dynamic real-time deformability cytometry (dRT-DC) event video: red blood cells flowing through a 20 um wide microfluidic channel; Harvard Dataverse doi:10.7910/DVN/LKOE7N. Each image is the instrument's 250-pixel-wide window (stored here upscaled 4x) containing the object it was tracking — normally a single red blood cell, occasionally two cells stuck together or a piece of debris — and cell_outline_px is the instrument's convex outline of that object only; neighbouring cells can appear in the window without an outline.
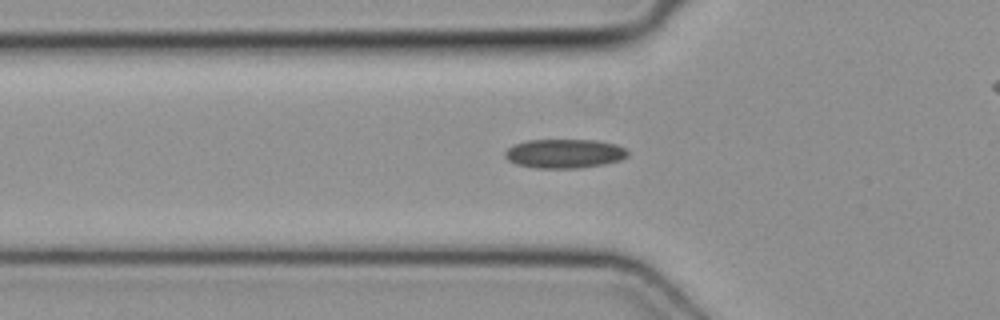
{"species": "common noctule bat (a hibernating species)", "species_latin": "Nyctalus noctula", "temperature_condition": "cold", "stored_images_in_passage": 51, "camera_frame_rate_fps": 3000, "um_per_image_px": 0.085, "animal": {"sex": "female", "body_mass_g": 19.3, "forearm_length_mm": 54.1}, "frame": {"image": 1, "passage_image": 17, "time_ms": 5.333, "image_size_px": [1000, 320], "cell_outline_px": [[628, 156], [620, 160], [604, 164], [580, 168], [536, 168], [516, 164], [508, 160], [504, 156], [504, 152], [512, 144], [528, 140], [596, 140], [616, 144], [624, 148], [628, 152]], "centroid_in_image_um": [47.95, 13.05], "position_along_channel_um": 77.8, "area_um2": 20.92}}
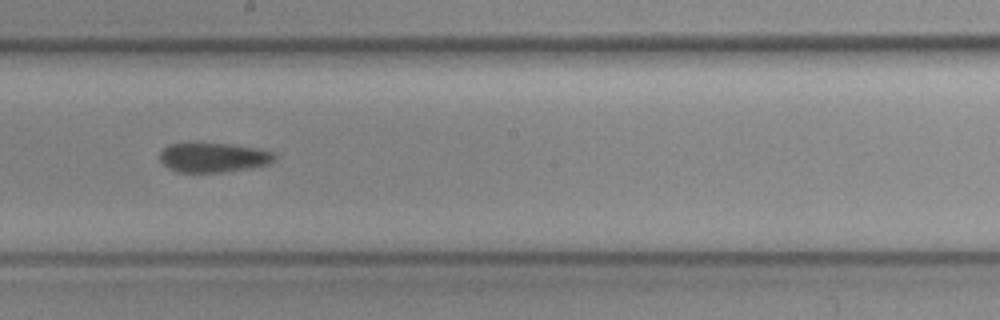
{"frame": {"image": 2, "passage_image": 28, "time_ms": 9.0, "image_size_px": [1000, 320], "cell_outline_px": [[276, 156], [268, 164], [252, 168], [220, 172], [176, 172], [168, 168], [160, 160], [160, 152], [168, 144], [232, 144], [256, 148], [272, 152]], "centroid_in_image_um": [18.12, 13.4], "position_along_channel_um": 230.1, "area_um2": 19.48}}
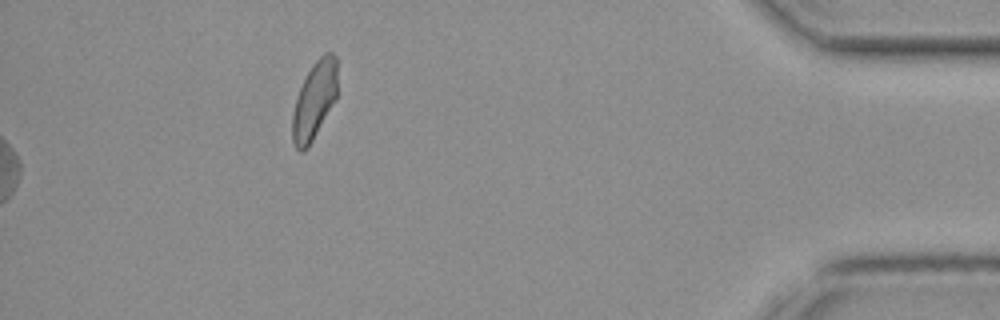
{"frame": {"image": 3, "passage_image": 51, "time_ms": 16.667, "image_size_px": [1000, 320], "cell_outline_px": [[336, 100], [308, 148], [300, 152], [296, 148], [292, 140], [292, 116], [296, 96], [308, 72], [316, 60], [324, 52], [332, 52], [336, 56]], "centroid_in_image_um": [26.71, 8.55], "position_along_channel_um": 408.5, "area_um2": 20.29}}